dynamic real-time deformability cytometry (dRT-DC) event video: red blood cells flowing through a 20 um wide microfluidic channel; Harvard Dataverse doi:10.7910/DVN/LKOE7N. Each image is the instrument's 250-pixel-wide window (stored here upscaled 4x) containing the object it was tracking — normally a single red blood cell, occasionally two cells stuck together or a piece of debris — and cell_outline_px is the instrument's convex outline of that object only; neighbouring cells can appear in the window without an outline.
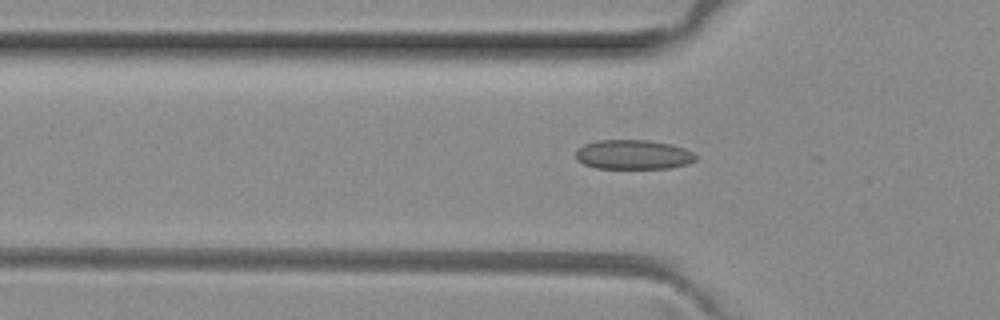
{"species": "common noctule bat (a hibernating species)", "species_latin": "Nyctalus noctula", "temperature_condition": "room temperature", "stored_images_in_passage": 15, "camera_frame_rate_fps": 3000, "um_per_image_px": 0.085, "animal": {"sex": "female", "body_mass_g": 29.2, "forearm_length_mm": 56.3}, "frame": {"image": 1, "passage_image": 12, "time_ms": 3.667, "image_size_px": [1000, 320], "cell_outline_px": [[696, 160], [688, 164], [668, 168], [596, 168], [584, 164], [576, 160], [576, 148], [584, 144], [596, 140], [648, 140], [668, 144], [684, 148], [692, 152], [696, 156]], "centroid_in_image_um": [53.79, 13.14], "position_along_channel_um": 72.0, "area_um2": 20.63}}